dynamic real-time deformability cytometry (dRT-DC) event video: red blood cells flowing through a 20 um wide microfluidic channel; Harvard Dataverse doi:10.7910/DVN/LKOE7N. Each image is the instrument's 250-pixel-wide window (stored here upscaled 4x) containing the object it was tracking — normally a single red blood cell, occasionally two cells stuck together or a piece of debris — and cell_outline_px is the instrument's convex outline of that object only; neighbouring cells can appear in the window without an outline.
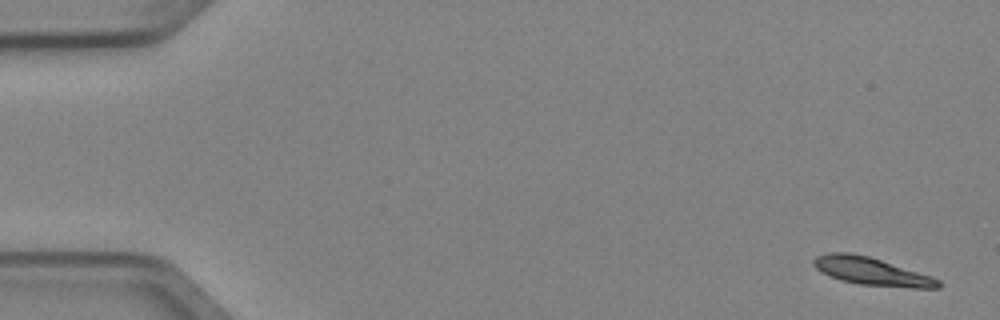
{"species": "Egyptian fruit bat (a non-hibernating species)", "species_latin": "Rousettus aegyptiacus", "temperature_condition": "cold", "stored_images_in_passage": 2, "segment_of_instrument_passage": [2, 2], "camera_frame_rate_fps": 3000, "um_per_image_px": 0.085, "animal": {"sex": "female"}, "frame": {"image": 1, "passage_image": 2, "time_ms": 0.333, "image_size_px": [1000, 320], "cell_outline_px": [[940, 288], [912, 288], [860, 284], [840, 280], [820, 272], [812, 264], [812, 260], [816, 256], [828, 252], [848, 252], [868, 256], [932, 276], [940, 280]], "centroid_in_image_um": [74.05, 23.06], "position_along_channel_um": 10.9, "area_um2": 20.17}}